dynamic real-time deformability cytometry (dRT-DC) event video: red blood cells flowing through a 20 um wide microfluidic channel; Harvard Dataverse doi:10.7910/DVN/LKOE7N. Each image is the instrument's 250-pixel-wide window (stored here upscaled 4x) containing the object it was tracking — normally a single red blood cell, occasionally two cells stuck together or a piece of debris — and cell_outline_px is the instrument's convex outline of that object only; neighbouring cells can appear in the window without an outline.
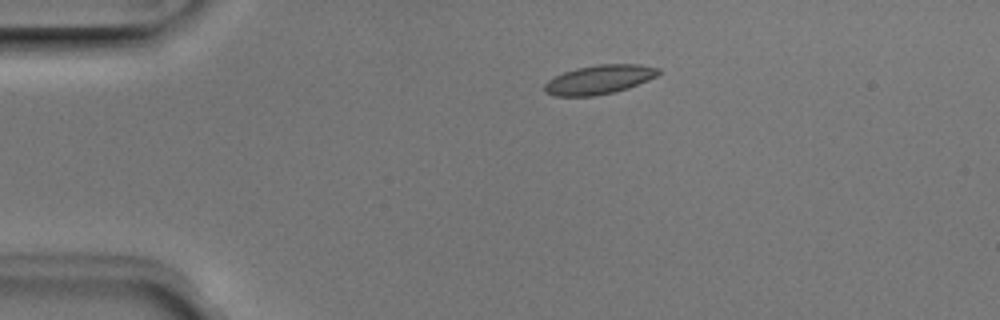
{"species": "Egyptian fruit bat (a non-hibernating species)", "species_latin": "Rousettus aegyptiacus", "temperature_condition": "room temperature", "stored_images_in_passage": 2, "camera_frame_rate_fps": 3000, "um_per_image_px": 0.085, "animal": {"sex": "male"}, "frame": {"image": 1, "passage_image": 1, "time_ms": 0.0, "image_size_px": [1000, 320], "cell_outline_px": [[660, 72], [656, 76], [648, 80], [628, 88], [612, 92], [592, 96], [556, 96], [544, 92], [544, 84], [548, 80], [564, 72], [576, 68], [600, 64], [640, 64], [660, 68]], "centroid_in_image_um": [50.93, 6.76], "position_along_channel_um": 34.1, "area_um2": 19.19}}
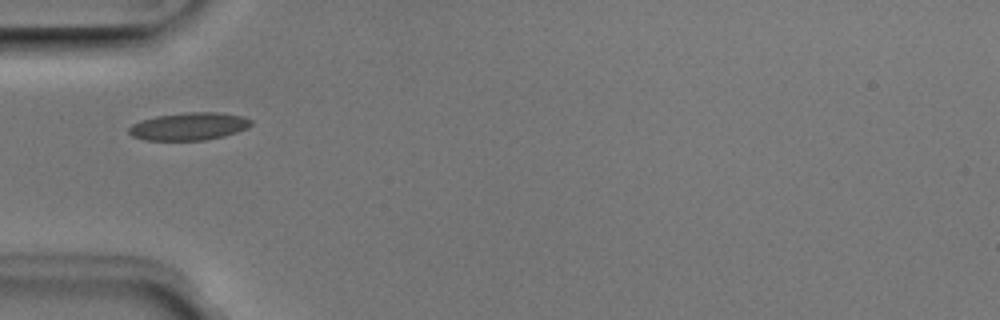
{"frame": {"image": 2, "passage_image": 2, "time_ms": 0.333, "image_size_px": [1000, 320], "cell_outline_px": [[252, 124], [248, 128], [224, 136], [204, 140], [144, 140], [132, 136], [128, 132], [128, 128], [132, 124], [140, 120], [156, 116], [188, 112], [220, 112], [244, 116], [252, 120]], "centroid_in_image_um": [16.07, 10.73], "position_along_channel_um": 68.9, "area_um2": 19.83}}